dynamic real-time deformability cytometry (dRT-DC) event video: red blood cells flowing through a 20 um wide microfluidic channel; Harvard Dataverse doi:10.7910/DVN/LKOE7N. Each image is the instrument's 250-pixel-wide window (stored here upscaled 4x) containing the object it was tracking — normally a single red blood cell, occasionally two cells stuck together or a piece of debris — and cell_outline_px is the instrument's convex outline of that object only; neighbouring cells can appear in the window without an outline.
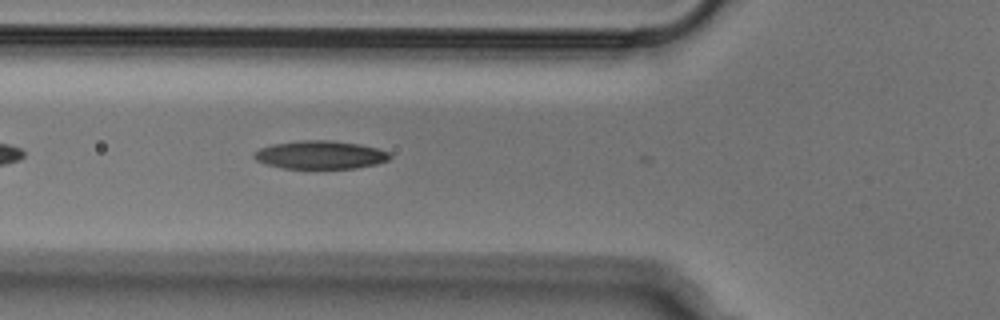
{"species": "Egyptian fruit bat (a non-hibernating species)", "species_latin": "Rousettus aegyptiacus", "temperature_condition": "cold", "stored_images_in_passage": 4, "camera_frame_rate_fps": 3000, "um_per_image_px": 0.085, "animal": {"sex": "male"}, "frame": {"image": 1, "passage_image": 3, "time_ms": 0.667, "image_size_px": [1000, 320], "cell_outline_px": [[392, 156], [388, 160], [376, 164], [356, 168], [284, 168], [268, 164], [256, 160], [252, 156], [252, 152], [260, 148], [272, 144], [300, 140], [332, 140], [360, 144], [380, 148], [388, 152]], "centroid_in_image_um": [27.23, 13.15], "position_along_channel_um": 98.6, "area_um2": 22.43}}